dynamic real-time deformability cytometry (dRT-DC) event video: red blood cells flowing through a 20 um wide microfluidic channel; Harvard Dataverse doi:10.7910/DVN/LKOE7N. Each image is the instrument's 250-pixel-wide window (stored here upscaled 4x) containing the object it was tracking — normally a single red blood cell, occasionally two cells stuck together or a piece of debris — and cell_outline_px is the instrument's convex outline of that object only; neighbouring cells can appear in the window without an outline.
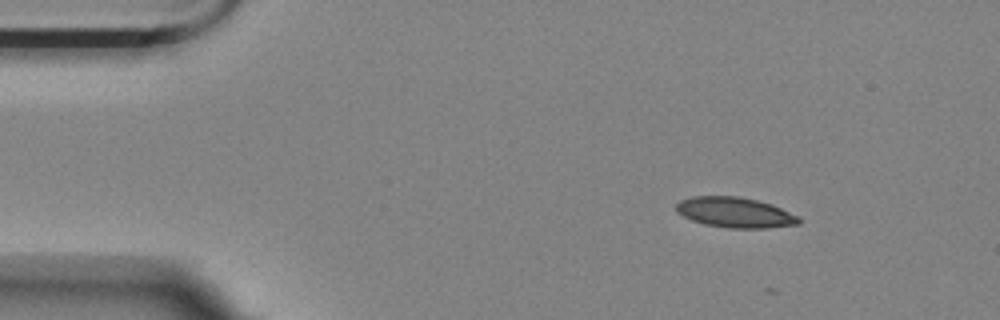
{"species": "Egyptian fruit bat (a non-hibernating species)", "species_latin": "Rousettus aegyptiacus", "temperature_condition": "room temperature", "stored_images_in_passage": 2, "camera_frame_rate_fps": 3000, "um_per_image_px": 0.085, "animal": {"sex": "female"}, "frame": {"image": 1, "passage_image": 1, "time_ms": 0.0, "image_size_px": [1000, 320], "cell_outline_px": [[800, 224], [768, 228], [728, 228], [704, 224], [692, 220], [676, 212], [676, 204], [680, 200], [692, 196], [740, 196], [772, 204], [800, 216]], "centroid_in_image_um": [62.49, 18.06], "position_along_channel_um": 22.5, "area_um2": 21.85}}